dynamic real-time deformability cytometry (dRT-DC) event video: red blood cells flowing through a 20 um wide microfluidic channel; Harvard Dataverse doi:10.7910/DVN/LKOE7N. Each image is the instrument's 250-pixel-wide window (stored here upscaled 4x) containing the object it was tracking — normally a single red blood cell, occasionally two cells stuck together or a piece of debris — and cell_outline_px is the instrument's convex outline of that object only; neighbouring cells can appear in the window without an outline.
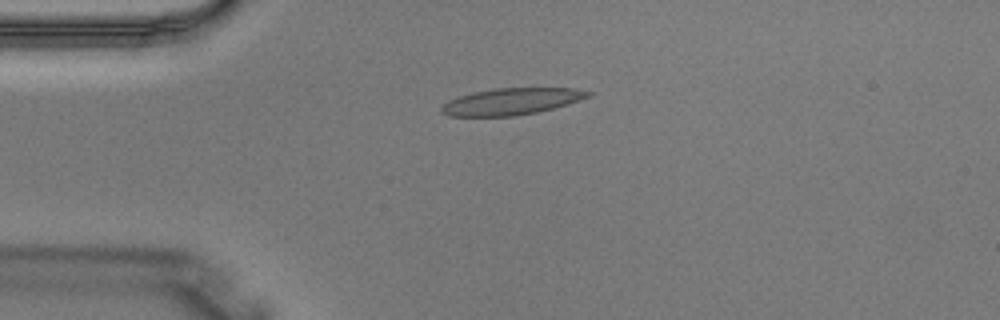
{"species": "Egyptian fruit bat (a non-hibernating species)", "species_latin": "Rousettus aegyptiacus", "temperature_condition": "warm", "stored_images_in_passage": 1, "camera_frame_rate_fps": 3000, "um_per_image_px": 0.085, "animal": {"sex": "male"}, "frame": {"image": 1, "passage_image": 1, "time_ms": 0.0, "image_size_px": [1000, 320], "cell_outline_px": [[592, 96], [552, 108], [536, 112], [516, 116], [448, 116], [440, 112], [440, 108], [448, 100], [460, 96], [476, 92], [496, 88], [572, 88], [592, 92]], "centroid_in_image_um": [43.45, 8.63], "position_along_channel_um": 41.6, "area_um2": 22.54}}